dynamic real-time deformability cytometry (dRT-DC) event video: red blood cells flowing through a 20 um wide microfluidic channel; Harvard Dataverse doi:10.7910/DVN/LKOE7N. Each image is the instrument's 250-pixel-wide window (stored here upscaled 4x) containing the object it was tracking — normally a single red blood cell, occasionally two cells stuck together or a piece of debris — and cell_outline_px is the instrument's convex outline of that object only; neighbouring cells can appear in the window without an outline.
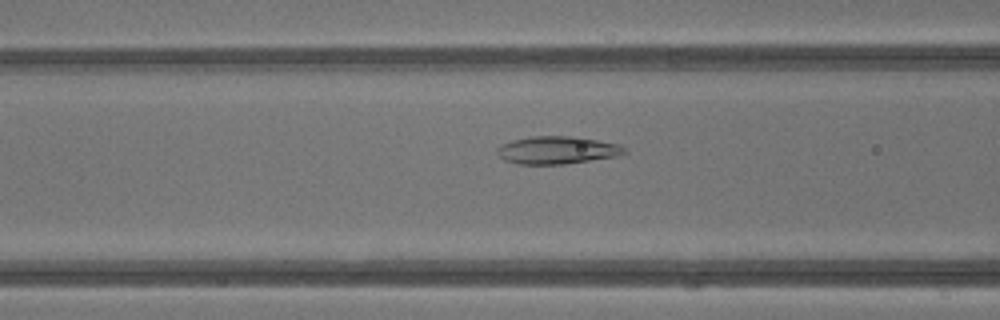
{"species": "common noctule bat (a hibernating species)", "species_latin": "Nyctalus noctula", "temperature_condition": "warm", "stored_images_in_passage": 42, "camera_frame_rate_fps": 3000, "um_per_image_px": 0.085, "animal": {"sex": "male", "body_mass_g": 13.3}, "frame": {"image": 1, "passage_image": 17, "time_ms": 5.333, "image_size_px": [1000, 320], "cell_outline_px": [[628, 152], [620, 156], [564, 164], [516, 164], [504, 160], [496, 152], [496, 148], [500, 144], [512, 140], [532, 136], [568, 136], [596, 140], [620, 144]], "centroid_in_image_um": [47.34, 12.76], "position_along_channel_um": 119.3, "area_um2": 20.63}}
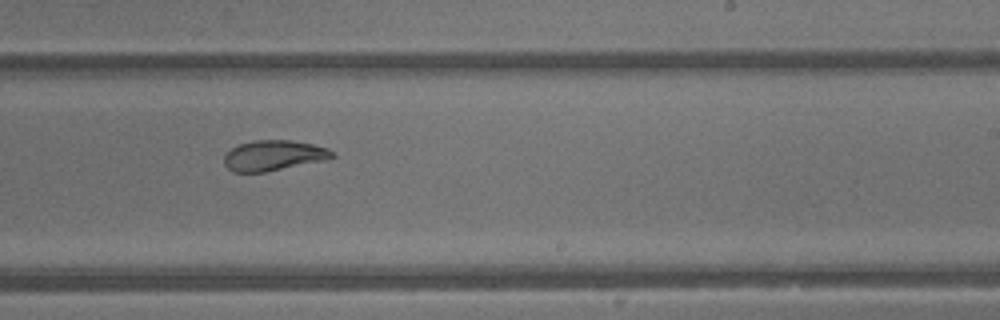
{"frame": {"image": 2, "passage_image": 26, "time_ms": 8.333, "image_size_px": [1000, 320], "cell_outline_px": [[336, 156], [328, 160], [264, 172], [232, 172], [224, 164], [224, 156], [232, 148], [240, 144], [256, 140], [292, 140], [312, 144], [328, 148]], "centroid_in_image_um": [23.28, 13.22], "position_along_channel_um": 265.7, "area_um2": 19.13}}
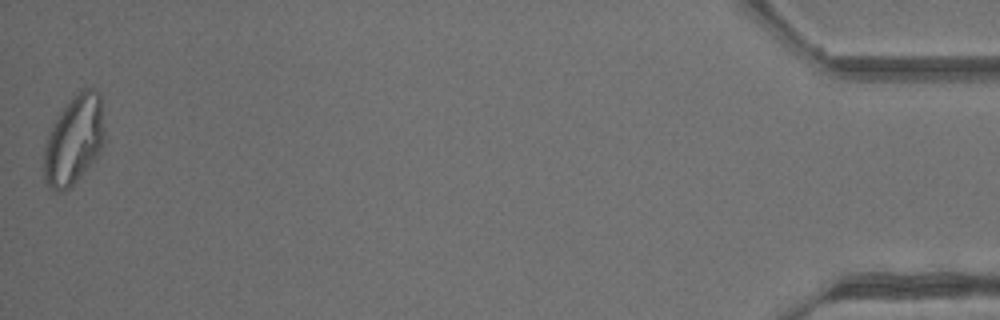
{"frame": {"image": 3, "passage_image": 42, "time_ms": 13.667, "image_size_px": [1000, 320], "cell_outline_px": [[104, 144], [96, 160], [64, 192], [60, 192], [48, 188], [44, 180], [44, 144], [56, 120], [64, 108], [84, 88], [92, 88], [100, 92], [104, 132]], "centroid_in_image_um": [6.3, 11.96], "position_along_channel_um": 428.9, "area_um2": 31.1}}